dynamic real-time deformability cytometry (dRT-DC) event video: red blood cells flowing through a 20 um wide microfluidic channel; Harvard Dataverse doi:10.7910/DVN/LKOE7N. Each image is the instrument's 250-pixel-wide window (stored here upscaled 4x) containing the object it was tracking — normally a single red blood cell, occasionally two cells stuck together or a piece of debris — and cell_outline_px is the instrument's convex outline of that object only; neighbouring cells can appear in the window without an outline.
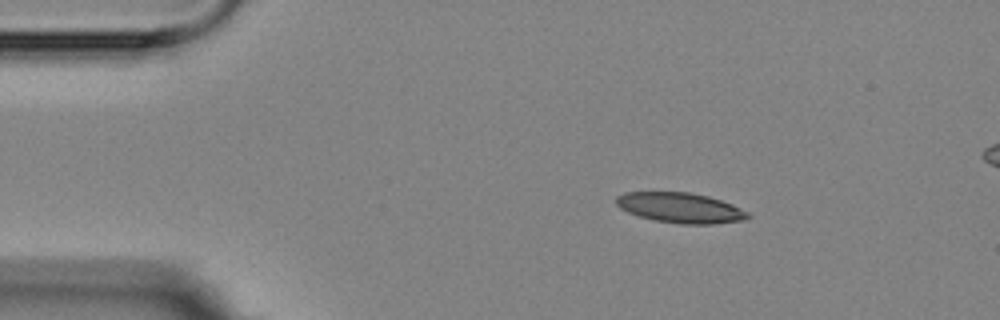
{"species": "Egyptian fruit bat (a non-hibernating species)", "species_latin": "Rousettus aegyptiacus", "temperature_condition": "room temperature", "stored_images_in_passage": 2, "camera_frame_rate_fps": 3000, "um_per_image_px": 0.085, "animal": {"sex": "female"}, "frame": {"image": 1, "passage_image": 1, "time_ms": 0.0, "image_size_px": [1000, 320], "cell_outline_px": [[752, 216], [744, 220], [712, 224], [680, 224], [652, 220], [628, 212], [620, 208], [616, 204], [616, 196], [624, 192], [688, 192], [708, 196], [732, 204], [748, 212]], "centroid_in_image_um": [57.83, 17.66], "position_along_channel_um": 27.2, "area_um2": 23.24}}
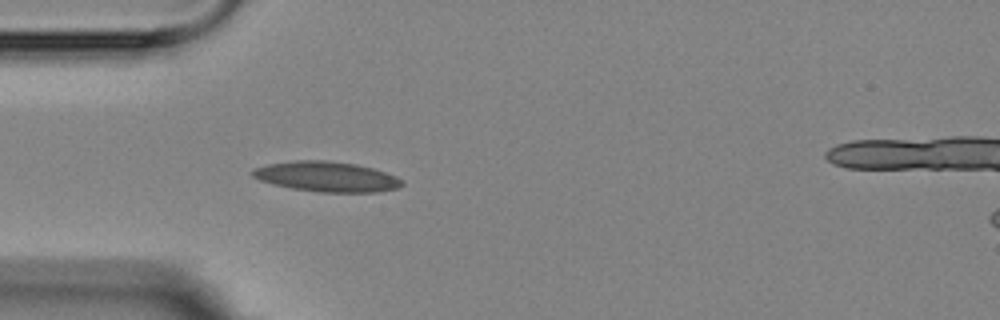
{"frame": {"image": 2, "passage_image": 2, "time_ms": 2.333, "image_size_px": [1000, 320], "cell_outline_px": [[404, 184], [396, 188], [376, 192], [320, 192], [292, 188], [260, 180], [252, 176], [252, 172], [256, 168], [268, 164], [296, 160], [324, 160], [356, 164], [372, 168], [396, 176], [404, 180]], "centroid_in_image_um": [27.8, 15.01], "position_along_channel_um": 57.2, "area_um2": 25.95}}